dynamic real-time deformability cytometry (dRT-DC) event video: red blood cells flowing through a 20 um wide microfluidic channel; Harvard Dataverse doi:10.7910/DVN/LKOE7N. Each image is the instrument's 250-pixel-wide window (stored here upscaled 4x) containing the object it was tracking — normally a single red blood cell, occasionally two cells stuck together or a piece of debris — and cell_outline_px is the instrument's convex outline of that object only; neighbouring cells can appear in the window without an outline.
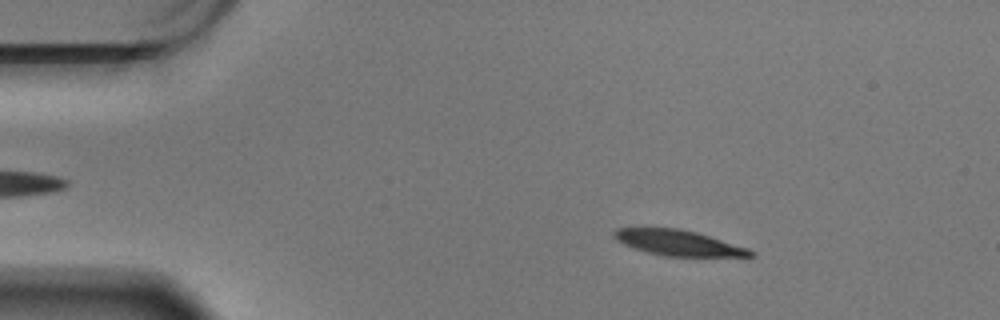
{"species": "Egyptian fruit bat (a non-hibernating species)", "species_latin": "Rousettus aegyptiacus", "temperature_condition": "warm", "stored_images_in_passage": 58, "camera_frame_rate_fps": 3000, "um_per_image_px": 0.085, "animal": {"sex": "male"}, "frame": {"image": 1, "passage_image": 9, "time_ms": 2.667, "image_size_px": [1000, 320], "cell_outline_px": [[756, 256], [664, 256], [648, 252], [624, 244], [616, 240], [612, 236], [612, 232], [616, 228], [680, 228], [696, 232], [748, 248], [756, 252]], "centroid_in_image_um": [57.65, 20.63], "position_along_channel_um": 27.4, "area_um2": 20.11}}
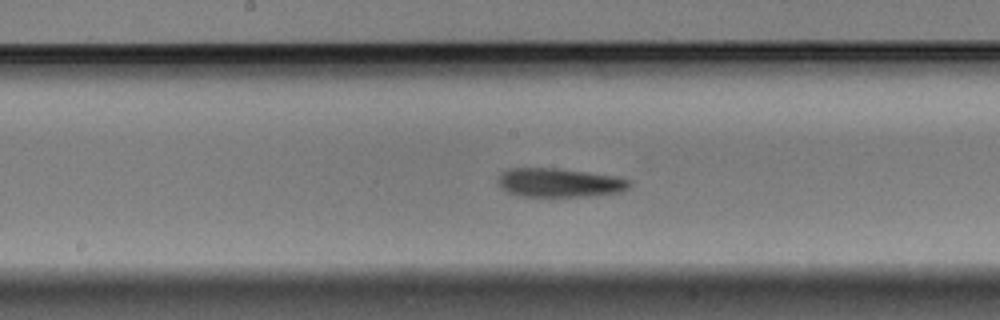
{"frame": {"image": 2, "passage_image": 30, "time_ms": 9.667, "image_size_px": [1000, 320], "cell_outline_px": [[632, 184], [628, 188], [620, 192], [588, 196], [520, 196], [508, 192], [500, 188], [496, 184], [496, 180], [500, 172], [508, 168], [556, 168], [616, 176], [632, 180]], "centroid_in_image_um": [47.5, 15.52], "position_along_channel_um": 200.7, "area_um2": 22.37}}
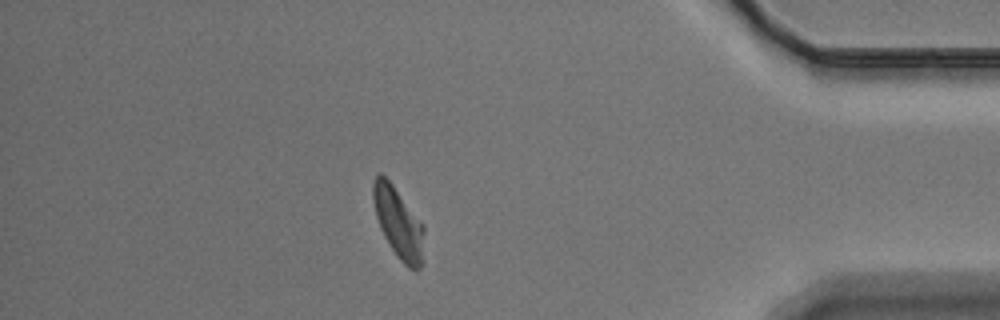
{"frame": {"image": 3, "passage_image": 51, "time_ms": 16.667, "image_size_px": [1000, 320], "cell_outline_px": [[424, 232], [420, 268], [416, 272], [408, 268], [396, 256], [384, 236], [380, 228], [376, 216], [372, 200], [372, 184], [376, 176], [380, 172], [392, 184], [424, 224]], "centroid_in_image_um": [33.85, 18.94], "position_along_channel_um": 401.4, "area_um2": 20.98}, "authors_computed_cell_mechanics": {"area_um2": 21.675, "velocity_mm_per_s": 3.411, "shape_relaxation_time_tau1_ms": 3.9261, "shape_relaxation_time_tau2_ms": 4.6765, "deformation_change_tau1": 0.1523, "deformation_change_tau2": 0.1216}}